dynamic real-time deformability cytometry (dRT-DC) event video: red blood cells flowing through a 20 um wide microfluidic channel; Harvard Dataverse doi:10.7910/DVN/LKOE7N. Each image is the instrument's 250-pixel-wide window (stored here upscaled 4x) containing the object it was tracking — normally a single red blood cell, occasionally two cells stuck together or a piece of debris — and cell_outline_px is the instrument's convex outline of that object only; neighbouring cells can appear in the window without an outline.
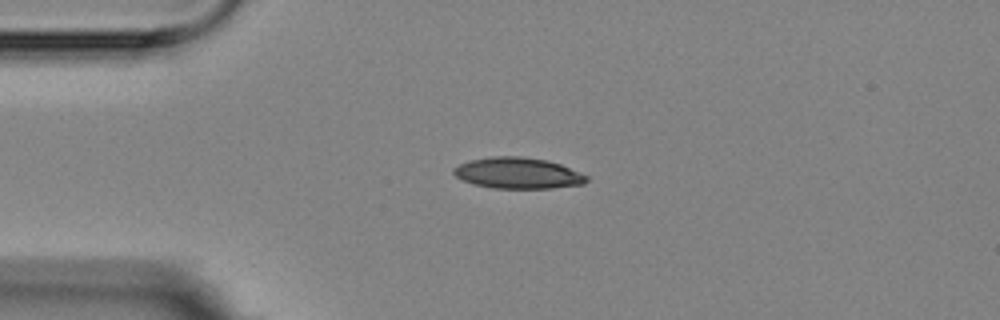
{"species": "Egyptian fruit bat (a non-hibernating species)", "species_latin": "Rousettus aegyptiacus", "temperature_condition": "room temperature", "stored_images_in_passage": 3, "camera_frame_rate_fps": 3000, "um_per_image_px": 0.085, "animal": {"sex": "female"}, "frame": {"image": 1, "passage_image": 1, "time_ms": 0.0, "image_size_px": [1000, 320], "cell_outline_px": [[588, 180], [584, 184], [552, 188], [492, 188], [472, 184], [456, 176], [452, 172], [452, 168], [468, 160], [492, 156], [520, 156], [544, 160], [560, 164], [588, 176]], "centroid_in_image_um": [43.99, 14.71], "position_along_channel_um": 41.0, "area_um2": 24.04}}
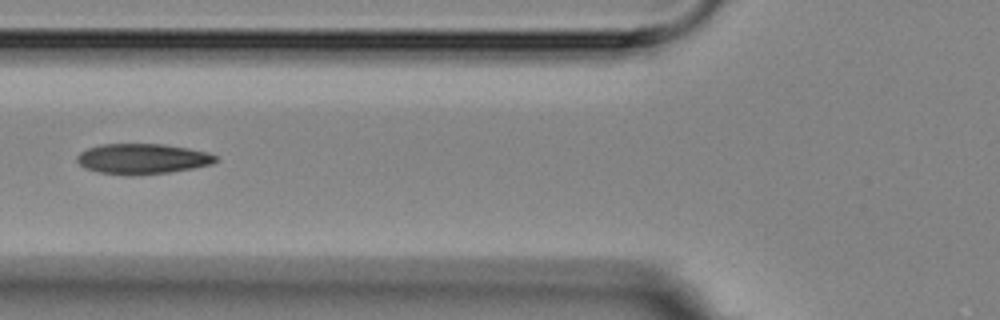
{"frame": {"image": 2, "passage_image": 3, "time_ms": 2.667, "image_size_px": [1000, 320], "cell_outline_px": [[216, 160], [212, 164], [192, 168], [168, 172], [132, 176], [100, 172], [84, 168], [76, 160], [76, 156], [80, 152], [88, 148], [100, 144], [164, 144], [188, 148], [208, 152], [216, 156]], "centroid_in_image_um": [12.08, 13.5], "position_along_channel_um": 113.7, "area_um2": 24.51}}